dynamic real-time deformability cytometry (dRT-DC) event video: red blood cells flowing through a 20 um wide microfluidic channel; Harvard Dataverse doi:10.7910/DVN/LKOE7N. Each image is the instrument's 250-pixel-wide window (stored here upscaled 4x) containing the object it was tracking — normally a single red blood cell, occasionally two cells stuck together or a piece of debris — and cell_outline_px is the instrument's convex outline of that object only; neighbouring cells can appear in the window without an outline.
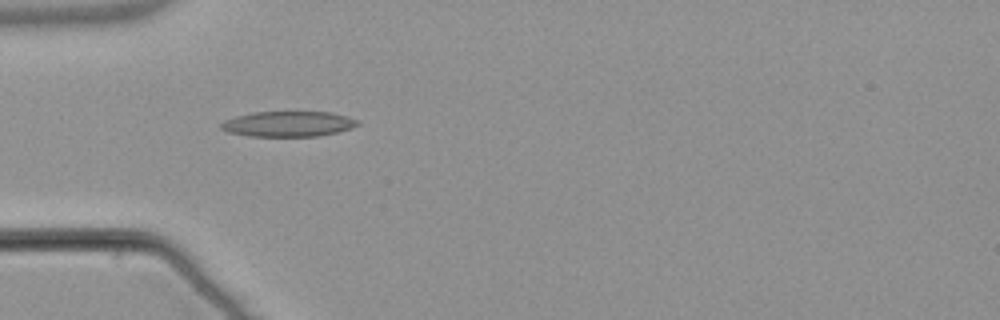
{"species": "common noctule bat (a hibernating species)", "species_latin": "Nyctalus noctula", "temperature_condition": "warm", "stored_images_in_passage": 38, "camera_frame_rate_fps": 3000, "um_per_image_px": 0.085, "animal": {"sex": "male", "body_mass_g": 21.5, "forearm_length_mm": 52.0}, "frame": {"image": 1, "passage_image": 1, "time_ms": 0.0, "image_size_px": [1000, 320], "cell_outline_px": [[360, 124], [352, 128], [320, 136], [248, 136], [228, 132], [220, 128], [220, 124], [224, 120], [236, 116], [252, 112], [332, 112], [356, 120]], "centroid_in_image_um": [24.46, 10.53], "position_along_channel_um": 60.5, "area_um2": 20.11}}
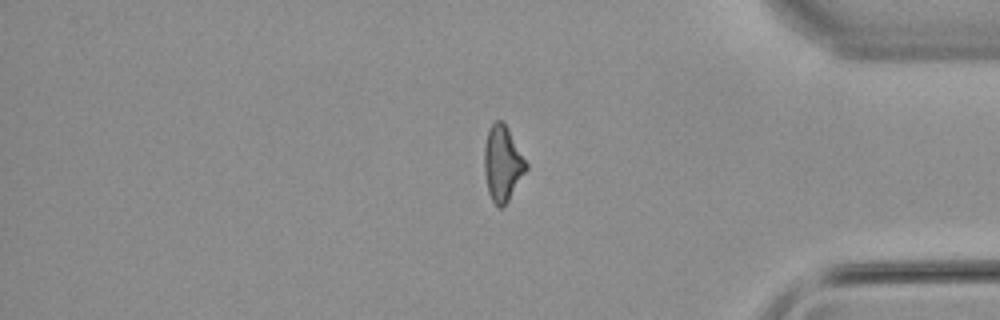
{"frame": {"image": 2, "passage_image": 29, "time_ms": 9.333, "image_size_px": [1000, 320], "cell_outline_px": [[528, 168], [508, 200], [500, 208], [492, 200], [488, 192], [484, 172], [484, 148], [488, 128], [496, 120], [504, 120], [528, 164]], "centroid_in_image_um": [42.71, 13.84], "position_along_channel_um": 392.5, "area_um2": 18.38}}
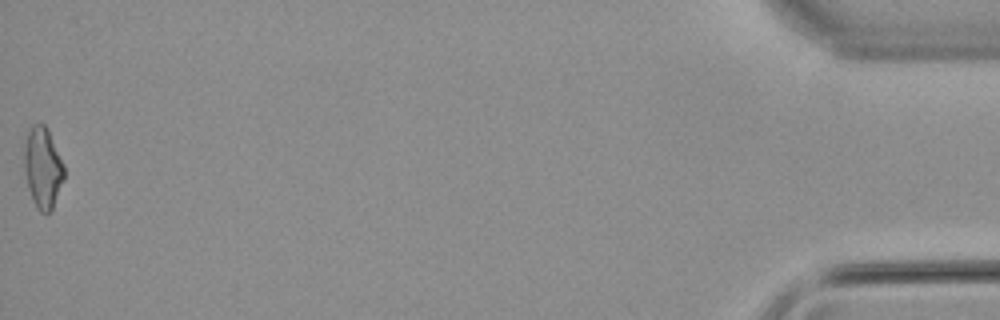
{"frame": {"image": 3, "passage_image": 38, "time_ms": 12.333, "image_size_px": [1000, 320], "cell_outline_px": [[64, 180], [52, 212], [40, 212], [36, 208], [32, 200], [28, 188], [24, 168], [24, 148], [28, 132], [32, 124], [44, 124], [48, 128], [64, 164]], "centroid_in_image_um": [3.65, 14.28], "position_along_channel_um": 431.5, "area_um2": 19.07}, "authors_computed_cell_mechanics": {"area_um2": 18.5827, "velocity_mm_per_s": 3.84, "shape_relaxation_time_tau1_ms": 9.212, "shape_relaxation_time_tau2_ms": 3.2289, "deformation_change_tau1": 0.2439, "deformation_change_tau2": 0.1301}}